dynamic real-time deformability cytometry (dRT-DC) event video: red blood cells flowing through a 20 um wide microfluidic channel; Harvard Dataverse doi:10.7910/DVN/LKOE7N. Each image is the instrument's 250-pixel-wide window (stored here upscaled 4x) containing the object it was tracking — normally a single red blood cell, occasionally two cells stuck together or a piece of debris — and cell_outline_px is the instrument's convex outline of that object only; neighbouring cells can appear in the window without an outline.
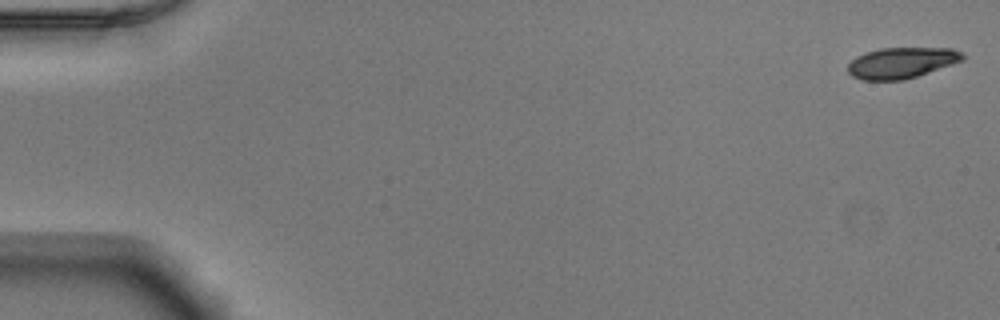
{"species": "Egyptian fruit bat (a non-hibernating species)", "species_latin": "Rousettus aegyptiacus", "temperature_condition": "warm", "stored_images_in_passage": 52, "camera_frame_rate_fps": 3000, "um_per_image_px": 0.085, "animal": {"sex": "male"}, "frame": {"image": 1, "passage_image": 1, "time_ms": 0.0, "image_size_px": [1000, 320], "cell_outline_px": [[964, 60], [904, 80], [860, 80], [852, 76], [848, 72], [848, 64], [856, 56], [880, 48], [952, 48], [960, 52], [964, 56]], "centroid_in_image_um": [76.6, 5.34], "position_along_channel_um": 8.4, "area_um2": 20.52}}
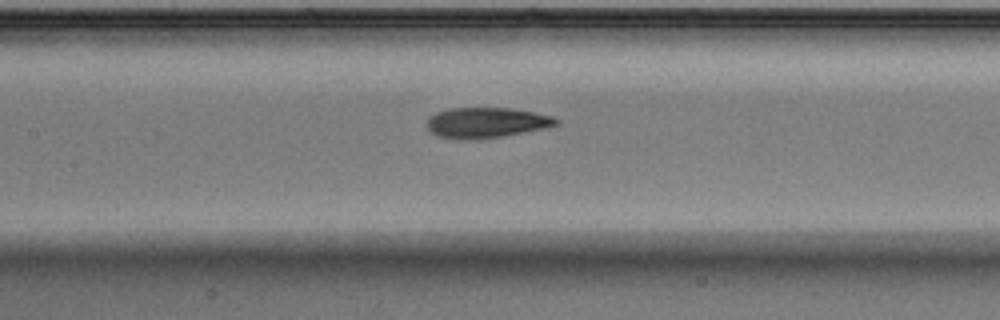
{"frame": {"image": 2, "passage_image": 25, "time_ms": 8.0, "image_size_px": [1000, 320], "cell_outline_px": [[560, 124], [544, 128], [504, 136], [476, 140], [460, 140], [436, 136], [428, 132], [428, 116], [436, 112], [448, 108], [508, 108], [532, 112], [552, 116], [560, 120]], "centroid_in_image_um": [41.29, 10.44], "position_along_channel_um": 166.1, "area_um2": 23.18}}
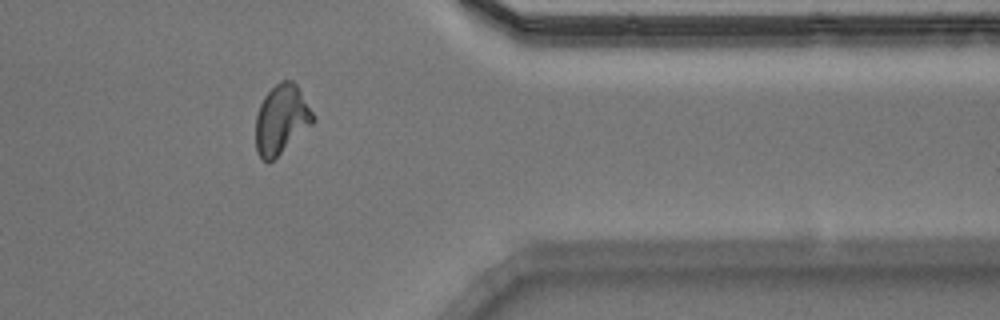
{"frame": {"image": 3, "passage_image": 43, "time_ms": 14.0, "image_size_px": [1000, 320], "cell_outline_px": [[316, 120], [312, 124], [268, 164], [256, 152], [256, 116], [260, 104], [264, 96], [280, 80], [292, 80], [296, 84], [316, 116]], "centroid_in_image_um": [23.92, 10.14], "position_along_channel_um": 387.5, "area_um2": 23.0}, "authors_computed_cell_mechanics": {"area_um2": 22.4553, "velocity_mm_per_s": 3.9038, "shape_relaxation_time_tau1_ms": 5.429, "shape_relaxation_time_tau2_ms": 1.7485, "deformation_change_tau1": 0.1766, "deformation_change_tau2": 0.0883}}